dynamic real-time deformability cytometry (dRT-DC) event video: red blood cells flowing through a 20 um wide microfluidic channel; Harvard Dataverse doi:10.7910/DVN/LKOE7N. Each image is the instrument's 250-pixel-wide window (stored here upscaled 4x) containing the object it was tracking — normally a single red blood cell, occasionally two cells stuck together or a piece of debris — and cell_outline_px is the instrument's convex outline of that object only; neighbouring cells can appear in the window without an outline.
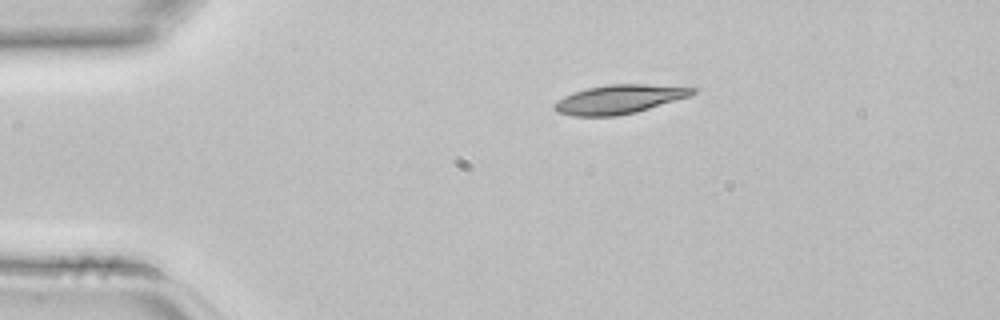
{"species": "common noctule bat (a hibernating species)", "species_latin": "Nyctalus noctula", "temperature_condition": "room temperature", "stored_images_in_passage": 2, "camera_frame_rate_fps": 3000, "um_per_image_px": 0.085, "animal": {"sex": "female", "body_mass_g": 22.7, "forearm_length_mm": 54.2}, "frame": {"image": 1, "passage_image": 1, "time_ms": 0.0, "image_size_px": [1000, 320], "cell_outline_px": [[700, 88], [696, 92], [688, 96], [636, 112], [616, 116], [572, 116], [556, 112], [552, 108], [552, 104], [556, 100], [564, 96], [588, 88], [608, 84], [644, 84]], "centroid_in_image_um": [52.58, 8.44], "position_along_channel_um": 32.4, "area_um2": 23.18}}